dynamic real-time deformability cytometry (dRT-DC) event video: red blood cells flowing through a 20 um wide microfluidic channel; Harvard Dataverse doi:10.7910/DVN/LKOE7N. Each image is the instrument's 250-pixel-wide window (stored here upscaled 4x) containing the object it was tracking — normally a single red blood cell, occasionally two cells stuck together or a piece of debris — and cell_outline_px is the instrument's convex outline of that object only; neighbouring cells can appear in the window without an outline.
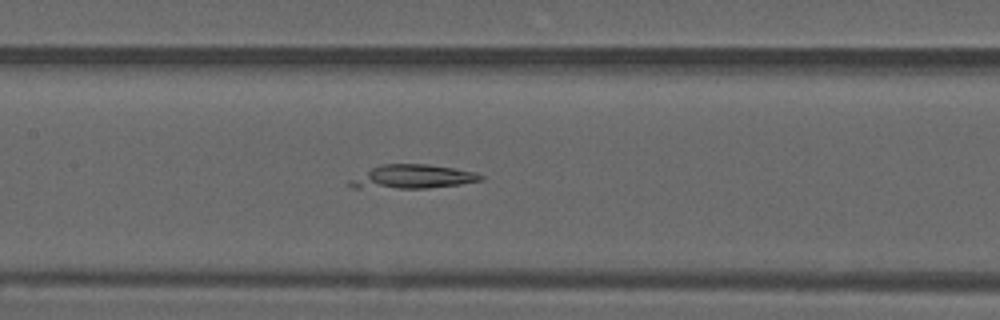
{"species": "common noctule bat (a hibernating species)", "species_latin": "Nyctalus noctula", "temperature_condition": "warm", "stored_images_in_passage": 49, "camera_frame_rate_fps": 3000, "um_per_image_px": 0.085, "animal": {"sex": "male", "forearm_length_mm": 52.5}, "frame": {"image": 1, "passage_image": 20, "time_ms": 6.333, "image_size_px": [1000, 320], "cell_outline_px": [[484, 180], [460, 184], [428, 188], [352, 188], [344, 184], [348, 180], [380, 164], [428, 164], [476, 172], [484, 176]], "centroid_in_image_um": [35.03, 15.03], "position_along_channel_um": 172.4, "area_um2": 18.32}}
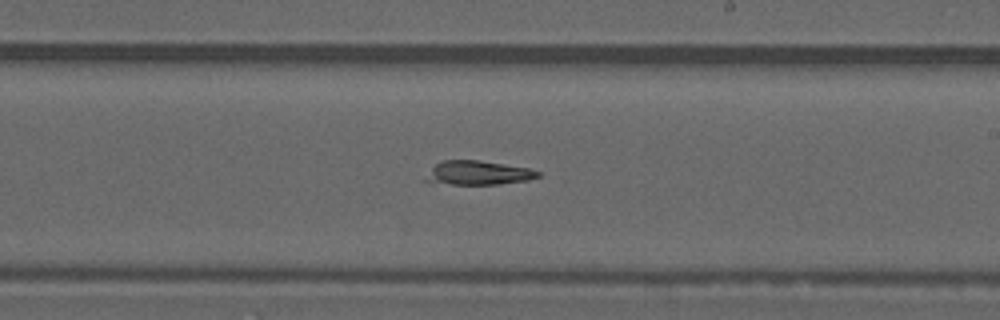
{"frame": {"image": 2, "passage_image": 26, "time_ms": 8.333, "image_size_px": [1000, 320], "cell_outline_px": [[540, 176], [528, 180], [500, 184], [452, 184], [424, 180], [432, 168], [436, 164], [444, 160], [480, 160], [528, 168], [540, 172]], "centroid_in_image_um": [40.68, 14.69], "position_along_channel_um": 248.3, "area_um2": 15.43}}
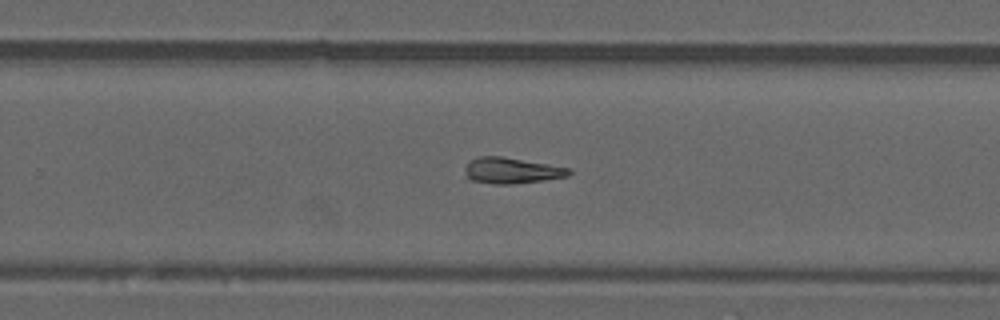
{"frame": {"image": 3, "passage_image": 29, "time_ms": 9.333, "image_size_px": [1000, 320], "cell_outline_px": [[572, 172], [568, 176], [512, 184], [496, 184], [472, 180], [468, 176], [464, 168], [468, 160], [480, 156], [500, 156], [572, 168]], "centroid_in_image_um": [43.49, 14.48], "position_along_channel_um": 286.3, "area_um2": 15.55}}